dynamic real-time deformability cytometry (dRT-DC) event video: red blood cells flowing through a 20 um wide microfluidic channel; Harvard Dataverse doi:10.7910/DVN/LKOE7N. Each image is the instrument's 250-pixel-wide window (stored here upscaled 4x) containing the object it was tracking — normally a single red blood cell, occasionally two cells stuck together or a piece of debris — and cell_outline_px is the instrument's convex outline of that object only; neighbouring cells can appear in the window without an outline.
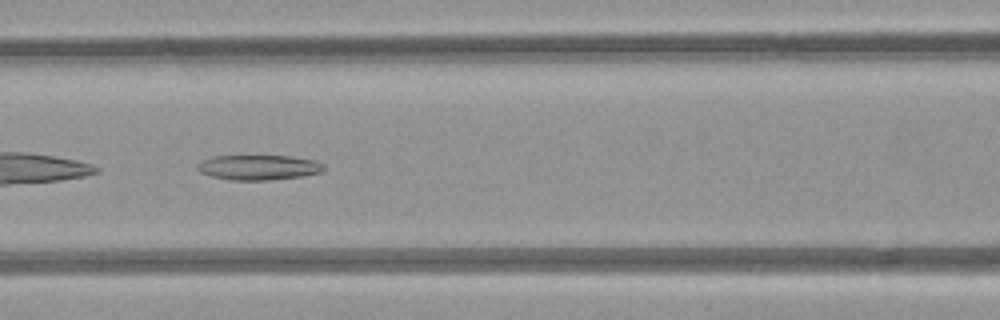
{"species": "common noctule bat (a hibernating species)", "species_latin": "Nyctalus noctula", "temperature_condition": "room temperature", "stored_images_in_passage": 7, "camera_frame_rate_fps": 3000, "um_per_image_px": 0.085, "animal": {"sex": "female", "body_mass_g": 21.9}, "frame": {"image": 1, "passage_image": 5, "time_ms": 4.333, "image_size_px": [1000, 320], "cell_outline_px": [[324, 168], [320, 172], [300, 176], [268, 180], [228, 180], [212, 176], [200, 172], [196, 168], [204, 160], [212, 156], [292, 156], [316, 160], [324, 164]], "centroid_in_image_um": [21.99, 14.22], "position_along_channel_um": 144.6, "area_um2": 18.26}}
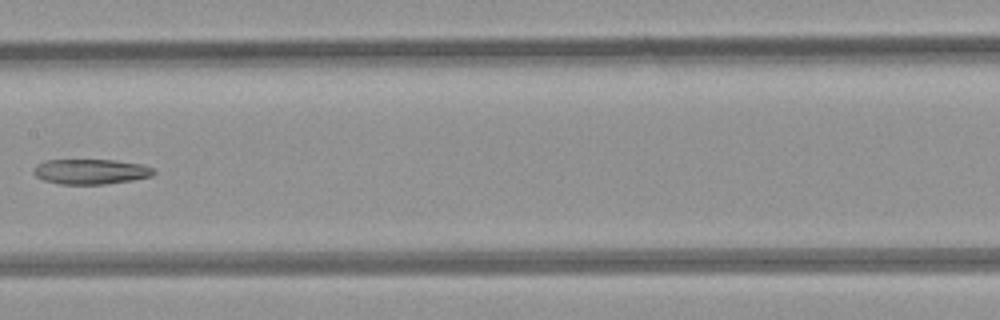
{"frame": {"image": 2, "passage_image": 6, "time_ms": 5.667, "image_size_px": [1000, 320], "cell_outline_px": [[156, 172], [152, 176], [132, 180], [104, 184], [60, 184], [44, 180], [36, 176], [32, 172], [32, 168], [36, 164], [44, 160], [116, 160], [144, 164], [152, 168]], "centroid_in_image_um": [7.7, 14.57], "position_along_channel_um": 199.7, "area_um2": 17.74}}
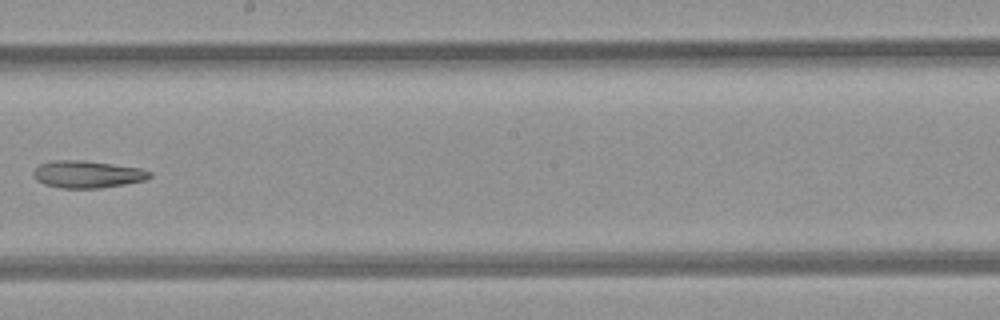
{"frame": {"image": 3, "passage_image": 7, "time_ms": 6.667, "image_size_px": [1000, 320], "cell_outline_px": [[152, 176], [144, 180], [124, 184], [100, 188], [60, 188], [44, 184], [36, 180], [32, 176], [32, 172], [40, 164], [52, 160], [84, 160], [140, 168], [152, 172]], "centroid_in_image_um": [7.39, 14.81], "position_along_channel_um": 240.8, "area_um2": 18.5}}